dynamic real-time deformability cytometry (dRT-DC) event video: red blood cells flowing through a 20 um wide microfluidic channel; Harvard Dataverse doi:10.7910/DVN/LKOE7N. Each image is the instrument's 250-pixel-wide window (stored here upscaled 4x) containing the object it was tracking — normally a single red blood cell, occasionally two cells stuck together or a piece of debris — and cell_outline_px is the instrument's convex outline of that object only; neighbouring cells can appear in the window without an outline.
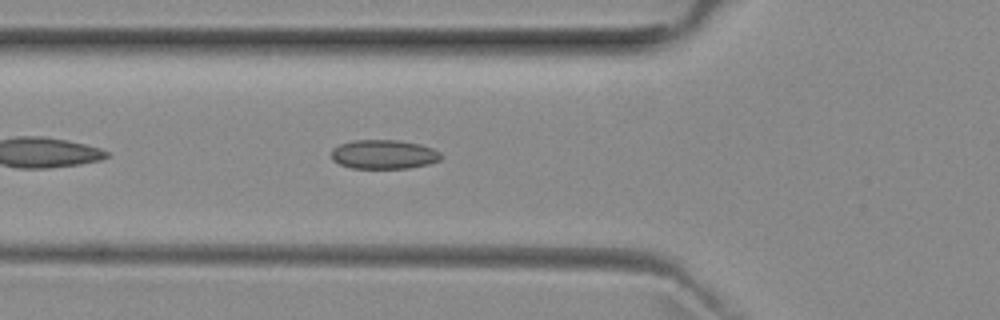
{"species": "common noctule bat (a hibernating species)", "species_latin": "Nyctalus noctula", "temperature_condition": "room temperature", "stored_images_in_passage": 39, "camera_frame_rate_fps": 3000, "um_per_image_px": 0.085, "animal": {"sex": "female", "body_mass_g": 29.2, "forearm_length_mm": 56.3}, "frame": {"image": 1, "passage_image": 5, "time_ms": 1.333, "image_size_px": [1000, 320], "cell_outline_px": [[444, 156], [440, 160], [428, 164], [408, 168], [352, 168], [340, 164], [332, 160], [332, 148], [340, 144], [352, 140], [396, 140], [420, 144], [432, 148], [440, 152]], "centroid_in_image_um": [32.63, 13.12], "position_along_channel_um": 93.2, "area_um2": 18.67}}
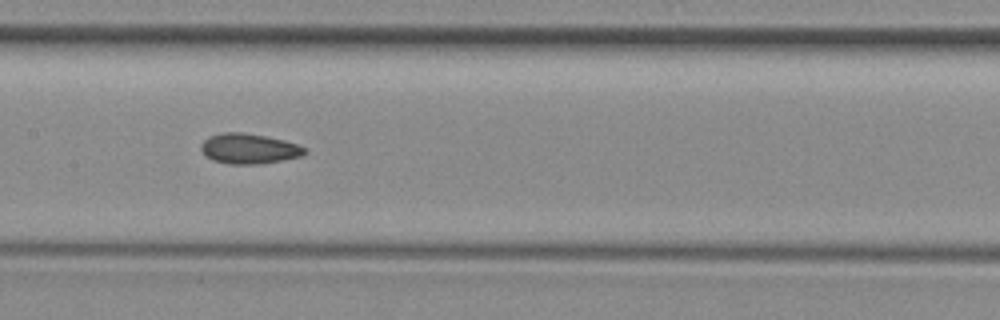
{"frame": {"image": 2, "passage_image": 12, "time_ms": 3.667, "image_size_px": [1000, 320], "cell_outline_px": [[308, 152], [300, 156], [280, 160], [256, 164], [232, 164], [212, 160], [200, 148], [200, 144], [208, 136], [224, 132], [240, 132], [268, 136], [284, 140], [296, 144], [304, 148]], "centroid_in_image_um": [21.14, 12.62], "position_along_channel_um": 186.3, "area_um2": 18.03}}
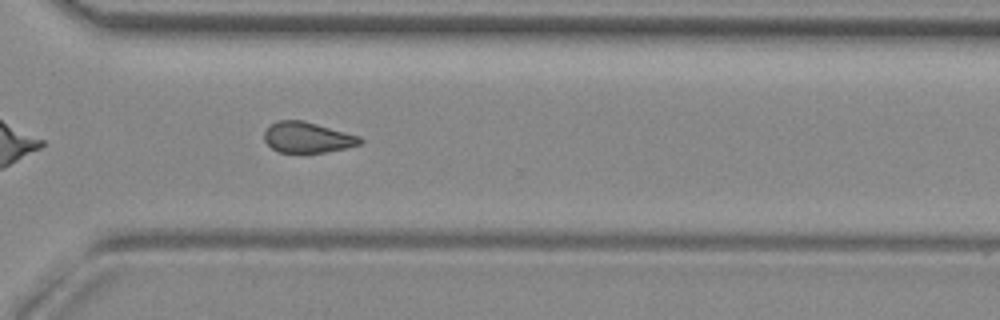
{"frame": {"image": 3, "passage_image": 24, "time_ms": 7.667, "image_size_px": [1000, 320], "cell_outline_px": [[364, 140], [360, 144], [344, 148], [324, 152], [280, 152], [272, 148], [264, 140], [264, 132], [272, 124], [280, 120], [304, 120], [360, 136]], "centroid_in_image_um": [26.14, 11.67], "position_along_channel_um": 344.5, "area_um2": 16.94}, "authors_computed_cell_mechanics": {"area_um2": 17.4556, "velocity_mm_per_s": 3.9686, "shape_relaxation_time_tau1_ms": null, "shape_relaxation_time_tau2_ms": 4.5799, "deformation_change_tau1": null, "deformation_change_tau2": 0.0978}}